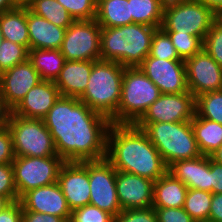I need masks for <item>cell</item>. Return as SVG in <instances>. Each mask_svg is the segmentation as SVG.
<instances>
[{
  "label": "cell",
  "instance_id": "6da1fadb",
  "mask_svg": "<svg viewBox=\"0 0 222 222\" xmlns=\"http://www.w3.org/2000/svg\"><path fill=\"white\" fill-rule=\"evenodd\" d=\"M42 120L57 155L65 162L106 158L107 133L112 123L78 98L60 96Z\"/></svg>",
  "mask_w": 222,
  "mask_h": 222
},
{
  "label": "cell",
  "instance_id": "7a4b0ae2",
  "mask_svg": "<svg viewBox=\"0 0 222 222\" xmlns=\"http://www.w3.org/2000/svg\"><path fill=\"white\" fill-rule=\"evenodd\" d=\"M106 159L117 171L136 174L154 182L168 169L159 151L135 124L110 125Z\"/></svg>",
  "mask_w": 222,
  "mask_h": 222
},
{
  "label": "cell",
  "instance_id": "3957f363",
  "mask_svg": "<svg viewBox=\"0 0 222 222\" xmlns=\"http://www.w3.org/2000/svg\"><path fill=\"white\" fill-rule=\"evenodd\" d=\"M158 28L132 23L119 27H101V60L138 67L149 55L154 32Z\"/></svg>",
  "mask_w": 222,
  "mask_h": 222
},
{
  "label": "cell",
  "instance_id": "277c9868",
  "mask_svg": "<svg viewBox=\"0 0 222 222\" xmlns=\"http://www.w3.org/2000/svg\"><path fill=\"white\" fill-rule=\"evenodd\" d=\"M124 69L118 62L94 61L87 88L79 98L111 123H115V113L121 99Z\"/></svg>",
  "mask_w": 222,
  "mask_h": 222
},
{
  "label": "cell",
  "instance_id": "5b68a950",
  "mask_svg": "<svg viewBox=\"0 0 222 222\" xmlns=\"http://www.w3.org/2000/svg\"><path fill=\"white\" fill-rule=\"evenodd\" d=\"M161 154L168 167L174 162L194 159L202 155L196 142L191 121L136 122Z\"/></svg>",
  "mask_w": 222,
  "mask_h": 222
},
{
  "label": "cell",
  "instance_id": "8992f818",
  "mask_svg": "<svg viewBox=\"0 0 222 222\" xmlns=\"http://www.w3.org/2000/svg\"><path fill=\"white\" fill-rule=\"evenodd\" d=\"M160 95L159 88L139 67H125L115 123L135 124Z\"/></svg>",
  "mask_w": 222,
  "mask_h": 222
},
{
  "label": "cell",
  "instance_id": "52a82bcc",
  "mask_svg": "<svg viewBox=\"0 0 222 222\" xmlns=\"http://www.w3.org/2000/svg\"><path fill=\"white\" fill-rule=\"evenodd\" d=\"M215 15L197 0H167L161 28L165 32L187 33L204 40L215 22Z\"/></svg>",
  "mask_w": 222,
  "mask_h": 222
},
{
  "label": "cell",
  "instance_id": "ba28073f",
  "mask_svg": "<svg viewBox=\"0 0 222 222\" xmlns=\"http://www.w3.org/2000/svg\"><path fill=\"white\" fill-rule=\"evenodd\" d=\"M8 128L15 157L57 155L53 138L42 119L23 118L12 113Z\"/></svg>",
  "mask_w": 222,
  "mask_h": 222
},
{
  "label": "cell",
  "instance_id": "9c48e42d",
  "mask_svg": "<svg viewBox=\"0 0 222 222\" xmlns=\"http://www.w3.org/2000/svg\"><path fill=\"white\" fill-rule=\"evenodd\" d=\"M65 161L58 155L47 157H14V183L18 200L28 191L57 182Z\"/></svg>",
  "mask_w": 222,
  "mask_h": 222
},
{
  "label": "cell",
  "instance_id": "30bf717a",
  "mask_svg": "<svg viewBox=\"0 0 222 222\" xmlns=\"http://www.w3.org/2000/svg\"><path fill=\"white\" fill-rule=\"evenodd\" d=\"M101 26L93 20H75L65 31L60 51L69 61L100 60Z\"/></svg>",
  "mask_w": 222,
  "mask_h": 222
},
{
  "label": "cell",
  "instance_id": "8fae6325",
  "mask_svg": "<svg viewBox=\"0 0 222 222\" xmlns=\"http://www.w3.org/2000/svg\"><path fill=\"white\" fill-rule=\"evenodd\" d=\"M90 204L114 217L122 208L116 192V169L106 159L89 161Z\"/></svg>",
  "mask_w": 222,
  "mask_h": 222
},
{
  "label": "cell",
  "instance_id": "7c38bea8",
  "mask_svg": "<svg viewBox=\"0 0 222 222\" xmlns=\"http://www.w3.org/2000/svg\"><path fill=\"white\" fill-rule=\"evenodd\" d=\"M138 67L159 88L161 94H180L189 91L183 60L147 56Z\"/></svg>",
  "mask_w": 222,
  "mask_h": 222
},
{
  "label": "cell",
  "instance_id": "4fadbf2b",
  "mask_svg": "<svg viewBox=\"0 0 222 222\" xmlns=\"http://www.w3.org/2000/svg\"><path fill=\"white\" fill-rule=\"evenodd\" d=\"M195 116V97L183 92L161 94L137 122H187Z\"/></svg>",
  "mask_w": 222,
  "mask_h": 222
},
{
  "label": "cell",
  "instance_id": "5bb4252c",
  "mask_svg": "<svg viewBox=\"0 0 222 222\" xmlns=\"http://www.w3.org/2000/svg\"><path fill=\"white\" fill-rule=\"evenodd\" d=\"M184 63L188 90L194 97L222 90V67L204 49Z\"/></svg>",
  "mask_w": 222,
  "mask_h": 222
},
{
  "label": "cell",
  "instance_id": "9a60e30c",
  "mask_svg": "<svg viewBox=\"0 0 222 222\" xmlns=\"http://www.w3.org/2000/svg\"><path fill=\"white\" fill-rule=\"evenodd\" d=\"M57 182L71 211L90 204L89 161L65 162Z\"/></svg>",
  "mask_w": 222,
  "mask_h": 222
},
{
  "label": "cell",
  "instance_id": "2e32d148",
  "mask_svg": "<svg viewBox=\"0 0 222 222\" xmlns=\"http://www.w3.org/2000/svg\"><path fill=\"white\" fill-rule=\"evenodd\" d=\"M41 80L37 70L27 60L0 74V93L13 110Z\"/></svg>",
  "mask_w": 222,
  "mask_h": 222
},
{
  "label": "cell",
  "instance_id": "e0dca14e",
  "mask_svg": "<svg viewBox=\"0 0 222 222\" xmlns=\"http://www.w3.org/2000/svg\"><path fill=\"white\" fill-rule=\"evenodd\" d=\"M116 192L122 210L153 207L154 181L116 170Z\"/></svg>",
  "mask_w": 222,
  "mask_h": 222
},
{
  "label": "cell",
  "instance_id": "ac0fdd59",
  "mask_svg": "<svg viewBox=\"0 0 222 222\" xmlns=\"http://www.w3.org/2000/svg\"><path fill=\"white\" fill-rule=\"evenodd\" d=\"M24 210L70 219L71 209L58 182L26 192L20 199Z\"/></svg>",
  "mask_w": 222,
  "mask_h": 222
},
{
  "label": "cell",
  "instance_id": "d6986e66",
  "mask_svg": "<svg viewBox=\"0 0 222 222\" xmlns=\"http://www.w3.org/2000/svg\"><path fill=\"white\" fill-rule=\"evenodd\" d=\"M59 97V89L53 81L41 80L30 89L12 113L23 118L43 119Z\"/></svg>",
  "mask_w": 222,
  "mask_h": 222
},
{
  "label": "cell",
  "instance_id": "ffe728a7",
  "mask_svg": "<svg viewBox=\"0 0 222 222\" xmlns=\"http://www.w3.org/2000/svg\"><path fill=\"white\" fill-rule=\"evenodd\" d=\"M167 172L185 184L188 189H198L212 193L210 156L201 155L194 159L174 162L168 166Z\"/></svg>",
  "mask_w": 222,
  "mask_h": 222
},
{
  "label": "cell",
  "instance_id": "44dd1931",
  "mask_svg": "<svg viewBox=\"0 0 222 222\" xmlns=\"http://www.w3.org/2000/svg\"><path fill=\"white\" fill-rule=\"evenodd\" d=\"M94 61L66 60L57 79L54 81L60 96L80 98L88 85Z\"/></svg>",
  "mask_w": 222,
  "mask_h": 222
},
{
  "label": "cell",
  "instance_id": "7402d4cb",
  "mask_svg": "<svg viewBox=\"0 0 222 222\" xmlns=\"http://www.w3.org/2000/svg\"><path fill=\"white\" fill-rule=\"evenodd\" d=\"M30 49H60L66 28H61L27 8Z\"/></svg>",
  "mask_w": 222,
  "mask_h": 222
},
{
  "label": "cell",
  "instance_id": "603a6c76",
  "mask_svg": "<svg viewBox=\"0 0 222 222\" xmlns=\"http://www.w3.org/2000/svg\"><path fill=\"white\" fill-rule=\"evenodd\" d=\"M188 188L169 172L154 182L153 207L182 208Z\"/></svg>",
  "mask_w": 222,
  "mask_h": 222
},
{
  "label": "cell",
  "instance_id": "cb8c5ba5",
  "mask_svg": "<svg viewBox=\"0 0 222 222\" xmlns=\"http://www.w3.org/2000/svg\"><path fill=\"white\" fill-rule=\"evenodd\" d=\"M0 28L5 40L25 46L28 50L30 49L27 8L17 7L1 13Z\"/></svg>",
  "mask_w": 222,
  "mask_h": 222
},
{
  "label": "cell",
  "instance_id": "d4e9b609",
  "mask_svg": "<svg viewBox=\"0 0 222 222\" xmlns=\"http://www.w3.org/2000/svg\"><path fill=\"white\" fill-rule=\"evenodd\" d=\"M95 20L101 27H119L132 24L128 0H97Z\"/></svg>",
  "mask_w": 222,
  "mask_h": 222
},
{
  "label": "cell",
  "instance_id": "484cf974",
  "mask_svg": "<svg viewBox=\"0 0 222 222\" xmlns=\"http://www.w3.org/2000/svg\"><path fill=\"white\" fill-rule=\"evenodd\" d=\"M28 60L42 80L55 81L65 64L60 49H29Z\"/></svg>",
  "mask_w": 222,
  "mask_h": 222
},
{
  "label": "cell",
  "instance_id": "4316f807",
  "mask_svg": "<svg viewBox=\"0 0 222 222\" xmlns=\"http://www.w3.org/2000/svg\"><path fill=\"white\" fill-rule=\"evenodd\" d=\"M191 125L200 152L202 155L211 156L222 145V124L195 114Z\"/></svg>",
  "mask_w": 222,
  "mask_h": 222
},
{
  "label": "cell",
  "instance_id": "83f0119b",
  "mask_svg": "<svg viewBox=\"0 0 222 222\" xmlns=\"http://www.w3.org/2000/svg\"><path fill=\"white\" fill-rule=\"evenodd\" d=\"M130 3L132 23L145 24L161 28L165 0H128Z\"/></svg>",
  "mask_w": 222,
  "mask_h": 222
},
{
  "label": "cell",
  "instance_id": "f1b7e54d",
  "mask_svg": "<svg viewBox=\"0 0 222 222\" xmlns=\"http://www.w3.org/2000/svg\"><path fill=\"white\" fill-rule=\"evenodd\" d=\"M27 8L61 28L67 29L75 21L57 0H34Z\"/></svg>",
  "mask_w": 222,
  "mask_h": 222
},
{
  "label": "cell",
  "instance_id": "f546056e",
  "mask_svg": "<svg viewBox=\"0 0 222 222\" xmlns=\"http://www.w3.org/2000/svg\"><path fill=\"white\" fill-rule=\"evenodd\" d=\"M211 201V192L188 189L183 208L195 222L207 221L209 220Z\"/></svg>",
  "mask_w": 222,
  "mask_h": 222
},
{
  "label": "cell",
  "instance_id": "4dcf8cb0",
  "mask_svg": "<svg viewBox=\"0 0 222 222\" xmlns=\"http://www.w3.org/2000/svg\"><path fill=\"white\" fill-rule=\"evenodd\" d=\"M195 114L222 124V90L202 93L195 97Z\"/></svg>",
  "mask_w": 222,
  "mask_h": 222
},
{
  "label": "cell",
  "instance_id": "1f68e13d",
  "mask_svg": "<svg viewBox=\"0 0 222 222\" xmlns=\"http://www.w3.org/2000/svg\"><path fill=\"white\" fill-rule=\"evenodd\" d=\"M29 50L20 44L3 40L0 45V74L28 60Z\"/></svg>",
  "mask_w": 222,
  "mask_h": 222
},
{
  "label": "cell",
  "instance_id": "d6a6232c",
  "mask_svg": "<svg viewBox=\"0 0 222 222\" xmlns=\"http://www.w3.org/2000/svg\"><path fill=\"white\" fill-rule=\"evenodd\" d=\"M174 45L179 58L183 61L191 58L203 49V40L191 34H179V32H166Z\"/></svg>",
  "mask_w": 222,
  "mask_h": 222
},
{
  "label": "cell",
  "instance_id": "836d02e7",
  "mask_svg": "<svg viewBox=\"0 0 222 222\" xmlns=\"http://www.w3.org/2000/svg\"><path fill=\"white\" fill-rule=\"evenodd\" d=\"M148 56L165 60H181L169 35L162 28L154 32Z\"/></svg>",
  "mask_w": 222,
  "mask_h": 222
},
{
  "label": "cell",
  "instance_id": "e575fe53",
  "mask_svg": "<svg viewBox=\"0 0 222 222\" xmlns=\"http://www.w3.org/2000/svg\"><path fill=\"white\" fill-rule=\"evenodd\" d=\"M74 20H93L96 17L97 0H57Z\"/></svg>",
  "mask_w": 222,
  "mask_h": 222
},
{
  "label": "cell",
  "instance_id": "d590c367",
  "mask_svg": "<svg viewBox=\"0 0 222 222\" xmlns=\"http://www.w3.org/2000/svg\"><path fill=\"white\" fill-rule=\"evenodd\" d=\"M73 222H114V216L91 204L76 208L71 212Z\"/></svg>",
  "mask_w": 222,
  "mask_h": 222
},
{
  "label": "cell",
  "instance_id": "8d00e7d4",
  "mask_svg": "<svg viewBox=\"0 0 222 222\" xmlns=\"http://www.w3.org/2000/svg\"><path fill=\"white\" fill-rule=\"evenodd\" d=\"M203 49L222 67V26L216 21L203 40Z\"/></svg>",
  "mask_w": 222,
  "mask_h": 222
},
{
  "label": "cell",
  "instance_id": "74e56055",
  "mask_svg": "<svg viewBox=\"0 0 222 222\" xmlns=\"http://www.w3.org/2000/svg\"><path fill=\"white\" fill-rule=\"evenodd\" d=\"M0 196L7 198L10 202L18 201L12 163L0 164Z\"/></svg>",
  "mask_w": 222,
  "mask_h": 222
},
{
  "label": "cell",
  "instance_id": "f35d334b",
  "mask_svg": "<svg viewBox=\"0 0 222 222\" xmlns=\"http://www.w3.org/2000/svg\"><path fill=\"white\" fill-rule=\"evenodd\" d=\"M114 222H158L154 207L122 210Z\"/></svg>",
  "mask_w": 222,
  "mask_h": 222
},
{
  "label": "cell",
  "instance_id": "ab89813d",
  "mask_svg": "<svg viewBox=\"0 0 222 222\" xmlns=\"http://www.w3.org/2000/svg\"><path fill=\"white\" fill-rule=\"evenodd\" d=\"M158 222H195L184 208L154 207Z\"/></svg>",
  "mask_w": 222,
  "mask_h": 222
},
{
  "label": "cell",
  "instance_id": "60d3db41",
  "mask_svg": "<svg viewBox=\"0 0 222 222\" xmlns=\"http://www.w3.org/2000/svg\"><path fill=\"white\" fill-rule=\"evenodd\" d=\"M12 135L8 127L0 129V164L14 160Z\"/></svg>",
  "mask_w": 222,
  "mask_h": 222
},
{
  "label": "cell",
  "instance_id": "b9f144b4",
  "mask_svg": "<svg viewBox=\"0 0 222 222\" xmlns=\"http://www.w3.org/2000/svg\"><path fill=\"white\" fill-rule=\"evenodd\" d=\"M0 222H22V204L19 200L0 211Z\"/></svg>",
  "mask_w": 222,
  "mask_h": 222
},
{
  "label": "cell",
  "instance_id": "7bdbcfd3",
  "mask_svg": "<svg viewBox=\"0 0 222 222\" xmlns=\"http://www.w3.org/2000/svg\"><path fill=\"white\" fill-rule=\"evenodd\" d=\"M64 219L59 216L37 213L34 211L24 210L22 207V222H63Z\"/></svg>",
  "mask_w": 222,
  "mask_h": 222
},
{
  "label": "cell",
  "instance_id": "ee69618b",
  "mask_svg": "<svg viewBox=\"0 0 222 222\" xmlns=\"http://www.w3.org/2000/svg\"><path fill=\"white\" fill-rule=\"evenodd\" d=\"M210 185L212 194L222 193V165L217 164L210 157Z\"/></svg>",
  "mask_w": 222,
  "mask_h": 222
},
{
  "label": "cell",
  "instance_id": "f6af8a7d",
  "mask_svg": "<svg viewBox=\"0 0 222 222\" xmlns=\"http://www.w3.org/2000/svg\"><path fill=\"white\" fill-rule=\"evenodd\" d=\"M209 221L222 222V193L212 194Z\"/></svg>",
  "mask_w": 222,
  "mask_h": 222
},
{
  "label": "cell",
  "instance_id": "bcb514c9",
  "mask_svg": "<svg viewBox=\"0 0 222 222\" xmlns=\"http://www.w3.org/2000/svg\"><path fill=\"white\" fill-rule=\"evenodd\" d=\"M12 109L7 105L6 100L0 93V129L8 127Z\"/></svg>",
  "mask_w": 222,
  "mask_h": 222
},
{
  "label": "cell",
  "instance_id": "7dc6e473",
  "mask_svg": "<svg viewBox=\"0 0 222 222\" xmlns=\"http://www.w3.org/2000/svg\"><path fill=\"white\" fill-rule=\"evenodd\" d=\"M210 8L215 14L222 8V0H197Z\"/></svg>",
  "mask_w": 222,
  "mask_h": 222
},
{
  "label": "cell",
  "instance_id": "c3c4849f",
  "mask_svg": "<svg viewBox=\"0 0 222 222\" xmlns=\"http://www.w3.org/2000/svg\"><path fill=\"white\" fill-rule=\"evenodd\" d=\"M17 8L14 0H0V14Z\"/></svg>",
  "mask_w": 222,
  "mask_h": 222
},
{
  "label": "cell",
  "instance_id": "681fc988",
  "mask_svg": "<svg viewBox=\"0 0 222 222\" xmlns=\"http://www.w3.org/2000/svg\"><path fill=\"white\" fill-rule=\"evenodd\" d=\"M210 157L217 164L222 165V145Z\"/></svg>",
  "mask_w": 222,
  "mask_h": 222
},
{
  "label": "cell",
  "instance_id": "f907efd6",
  "mask_svg": "<svg viewBox=\"0 0 222 222\" xmlns=\"http://www.w3.org/2000/svg\"><path fill=\"white\" fill-rule=\"evenodd\" d=\"M34 0H14L17 7L27 8Z\"/></svg>",
  "mask_w": 222,
  "mask_h": 222
},
{
  "label": "cell",
  "instance_id": "816d5d0a",
  "mask_svg": "<svg viewBox=\"0 0 222 222\" xmlns=\"http://www.w3.org/2000/svg\"><path fill=\"white\" fill-rule=\"evenodd\" d=\"M10 203L11 202L7 198L0 196V211L8 206Z\"/></svg>",
  "mask_w": 222,
  "mask_h": 222
},
{
  "label": "cell",
  "instance_id": "f5cc1de1",
  "mask_svg": "<svg viewBox=\"0 0 222 222\" xmlns=\"http://www.w3.org/2000/svg\"><path fill=\"white\" fill-rule=\"evenodd\" d=\"M215 21L222 26V8L216 13Z\"/></svg>",
  "mask_w": 222,
  "mask_h": 222
},
{
  "label": "cell",
  "instance_id": "db71d44e",
  "mask_svg": "<svg viewBox=\"0 0 222 222\" xmlns=\"http://www.w3.org/2000/svg\"><path fill=\"white\" fill-rule=\"evenodd\" d=\"M3 40H4V38H3V34H2L1 28H0V45L2 44Z\"/></svg>",
  "mask_w": 222,
  "mask_h": 222
},
{
  "label": "cell",
  "instance_id": "11a10c76",
  "mask_svg": "<svg viewBox=\"0 0 222 222\" xmlns=\"http://www.w3.org/2000/svg\"><path fill=\"white\" fill-rule=\"evenodd\" d=\"M63 222H73V221H72L71 218H70V219L64 220Z\"/></svg>",
  "mask_w": 222,
  "mask_h": 222
}]
</instances>
